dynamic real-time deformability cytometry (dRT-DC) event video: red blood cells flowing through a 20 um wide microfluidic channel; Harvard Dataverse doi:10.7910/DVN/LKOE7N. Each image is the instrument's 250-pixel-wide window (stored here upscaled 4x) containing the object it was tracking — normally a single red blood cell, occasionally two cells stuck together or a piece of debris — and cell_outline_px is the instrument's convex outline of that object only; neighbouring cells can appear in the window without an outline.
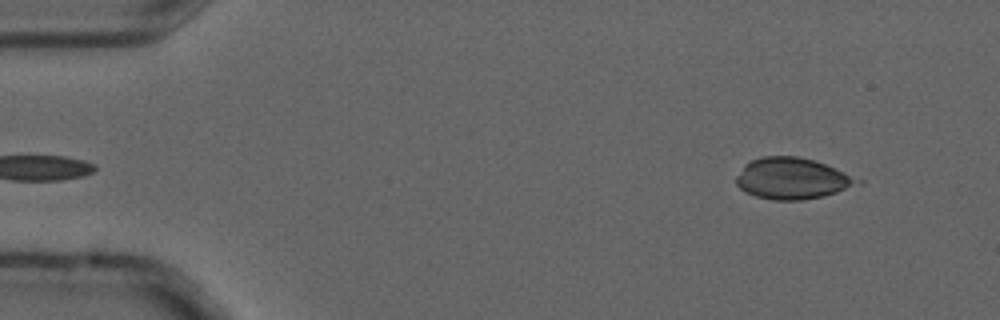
{"species": "common noctule bat (a hibernating species)", "species_latin": "Nyctalus noctula", "temperature_condition": "cold", "stored_images_in_passage": 6, "camera_frame_rate_fps": 3000, "um_per_image_px": 0.085, "animal": {"sex": "male", "forearm_length_mm": 52.5}, "frame": {"image": 1, "passage_image": 6, "time_ms": 1.667, "image_size_px": [1000, 320], "cell_outline_px": [[864, 184], [824, 196], [804, 200], [772, 200], [756, 196], [740, 188], [736, 184], [736, 176], [744, 164], [760, 156], [796, 156], [812, 160], [824, 164], [864, 180]], "centroid_in_image_um": [67.37, 15.18], "position_along_channel_um": 17.6, "area_um2": 29.3}}